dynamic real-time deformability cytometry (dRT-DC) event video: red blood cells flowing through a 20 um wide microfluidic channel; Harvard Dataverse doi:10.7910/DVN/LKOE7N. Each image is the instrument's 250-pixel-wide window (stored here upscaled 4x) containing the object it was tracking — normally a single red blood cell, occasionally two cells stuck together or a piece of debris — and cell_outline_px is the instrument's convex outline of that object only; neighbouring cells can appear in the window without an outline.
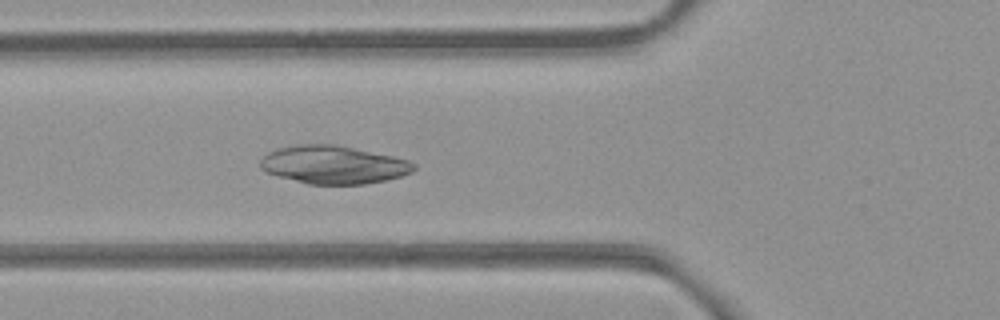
{"species": "common noctule bat (a hibernating species)", "species_latin": "Nyctalus noctula", "temperature_condition": "room temperature", "stored_images_in_passage": 40, "camera_frame_rate_fps": 3000, "um_per_image_px": 0.085, "animal": {"sex": "female", "body_mass_g": 21.9}, "frame": {"image": 1, "passage_image": 13, "time_ms": 4.0, "image_size_px": [1000, 320], "cell_outline_px": [[416, 168], [412, 172], [388, 180], [364, 184], [308, 184], [276, 176], [260, 168], [260, 160], [268, 152], [280, 148], [296, 144], [336, 144], [396, 156], [408, 160], [416, 164]], "centroid_in_image_um": [28.37, 14.0], "position_along_channel_um": 97.4, "area_um2": 34.33}}
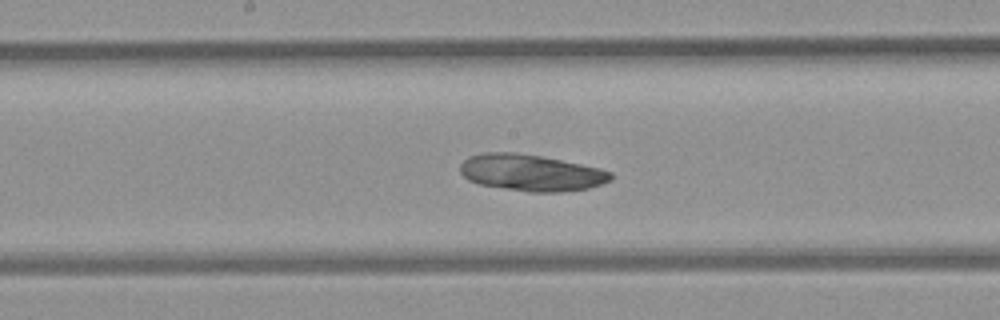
{"frame": {"image": 2, "passage_image": 21, "time_ms": 6.667, "image_size_px": [1000, 320], "cell_outline_px": [[612, 180], [588, 188], [560, 192], [528, 192], [480, 184], [468, 180], [460, 172], [460, 164], [468, 156], [484, 152], [516, 152], [540, 156], [600, 168], [612, 172]], "centroid_in_image_um": [45.12, 14.67], "position_along_channel_um": 203.1, "area_um2": 32.02}}
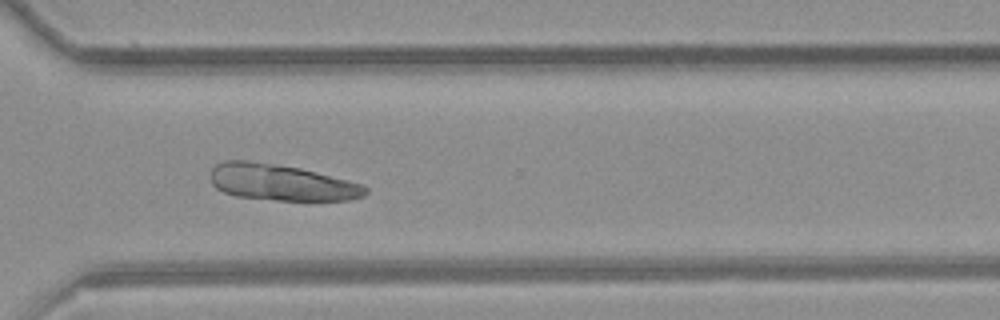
{"frame": {"image": 3, "passage_image": 32, "time_ms": 10.333, "image_size_px": [1000, 320], "cell_outline_px": [[368, 192], [364, 196], [348, 200], [276, 200], [236, 196], [224, 192], [216, 188], [212, 184], [208, 176], [212, 168], [216, 164], [224, 160], [248, 160], [300, 168], [364, 184], [368, 188]], "centroid_in_image_um": [23.89, 15.5], "position_along_channel_um": 346.7, "area_um2": 32.89}}